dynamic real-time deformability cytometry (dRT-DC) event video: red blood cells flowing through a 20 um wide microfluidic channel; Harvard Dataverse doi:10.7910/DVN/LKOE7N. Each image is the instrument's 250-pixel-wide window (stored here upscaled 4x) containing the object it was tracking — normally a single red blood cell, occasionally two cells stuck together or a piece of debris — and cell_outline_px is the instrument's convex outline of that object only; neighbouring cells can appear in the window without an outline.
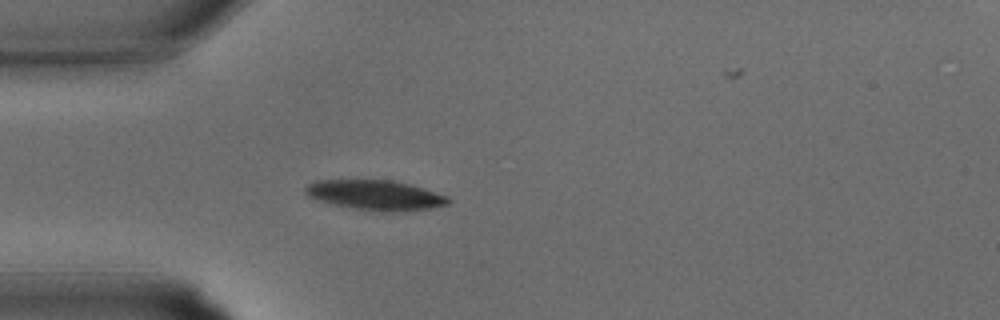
{"species": "common noctule bat (a hibernating species)", "species_latin": "Nyctalus noctula", "temperature_condition": "warm", "stored_images_in_passage": 29, "camera_frame_rate_fps": 3000, "um_per_image_px": 0.085, "animal": {"sex": "male", "body_mass_g": 15.6}, "frame": {"image": 1, "passage_image": 4, "time_ms": 1.0, "image_size_px": [1000, 320], "cell_outline_px": [[452, 200], [448, 204], [432, 208], [404, 212], [392, 212], [356, 208], [332, 204], [308, 196], [304, 192], [304, 188], [308, 184], [316, 180], [392, 180], [408, 184], [448, 196]], "centroid_in_image_um": [31.93, 16.58], "position_along_channel_um": 53.1, "area_um2": 24.74}}
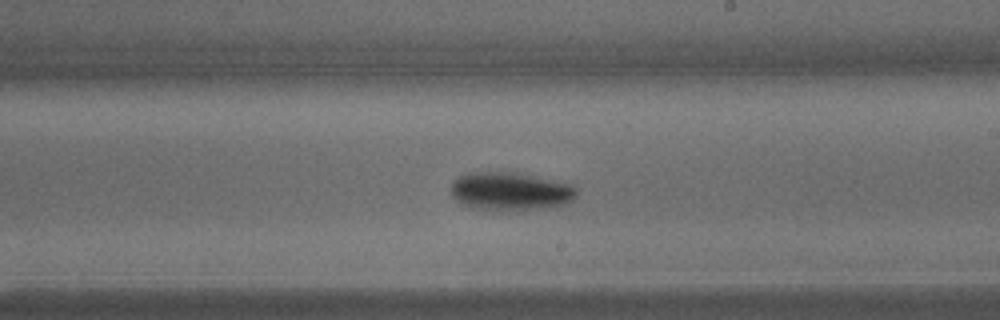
{"frame": {"image": 2, "passage_image": 14, "time_ms": 4.333, "image_size_px": [1000, 320], "cell_outline_px": [[576, 196], [572, 200], [564, 204], [544, 208], [516, 212], [472, 208], [456, 200], [452, 196], [452, 184], [460, 176], [468, 172], [516, 172], [572, 184], [576, 188]], "centroid_in_image_um": [43.4, 16.28], "position_along_channel_um": 245.6, "area_um2": 28.21}}
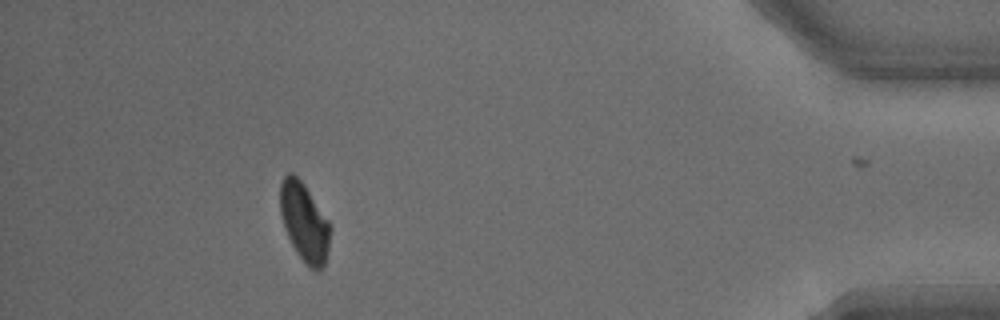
{"frame": {"image": 3, "passage_image": 25, "time_ms": 8.0, "image_size_px": [1000, 320], "cell_outline_px": [[332, 228], [328, 248], [324, 264], [320, 272], [316, 272], [296, 252], [284, 228], [280, 212], [280, 184], [284, 176], [288, 172], [292, 172], [304, 184], [328, 220]], "centroid_in_image_um": [25.87, 18.87], "position_along_channel_um": 409.3, "area_um2": 22.77}}